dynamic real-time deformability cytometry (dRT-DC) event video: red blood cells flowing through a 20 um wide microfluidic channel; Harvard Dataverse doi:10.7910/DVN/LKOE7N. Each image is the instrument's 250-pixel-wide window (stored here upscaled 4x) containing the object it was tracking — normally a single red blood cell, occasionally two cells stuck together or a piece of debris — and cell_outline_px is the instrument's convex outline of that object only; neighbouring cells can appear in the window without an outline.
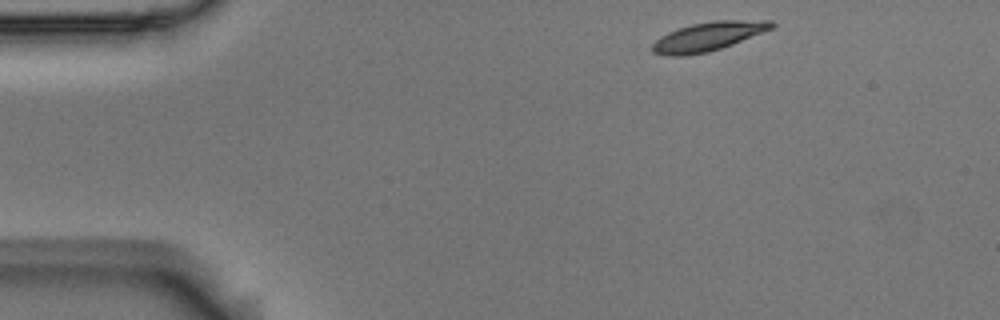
{"species": "Egyptian fruit bat (a non-hibernating species)", "species_latin": "Rousettus aegyptiacus", "temperature_condition": "room temperature", "stored_images_in_passage": 49, "camera_frame_rate_fps": 3000, "um_per_image_px": 0.085, "animal": {"sex": "male"}, "frame": {"image": 1, "passage_image": 1, "time_ms": 0.0, "image_size_px": [1000, 320], "cell_outline_px": [[776, 24], [772, 28], [732, 44], [708, 52], [680, 56], [668, 56], [652, 52], [652, 44], [660, 36], [668, 32], [692, 24], [716, 20], [772, 20]], "centroid_in_image_um": [60.18, 3.09], "position_along_channel_um": 24.8, "area_um2": 19.83}}
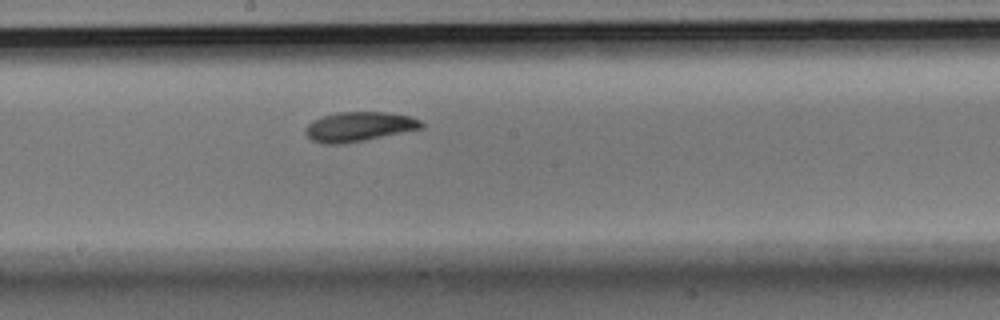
{"frame": {"image": 2, "passage_image": 23, "time_ms": 7.333, "image_size_px": [1000, 320], "cell_outline_px": [[424, 124], [420, 128], [364, 140], [340, 144], [324, 144], [312, 140], [304, 132], [308, 124], [312, 120], [320, 116], [336, 112], [388, 112], [412, 116], [420, 120]], "centroid_in_image_um": [30.47, 10.75], "position_along_channel_um": 217.7, "area_um2": 19.88}}
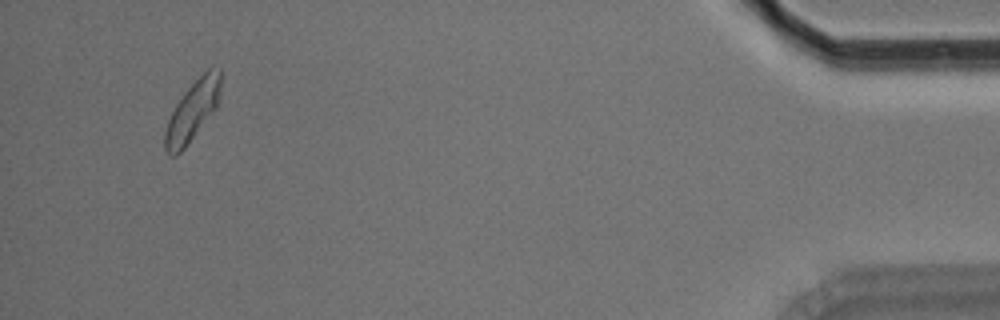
{"frame": {"image": 3, "passage_image": 46, "time_ms": 15.0, "image_size_px": [1000, 320], "cell_outline_px": [[220, 88], [216, 108], [184, 148], [176, 156], [172, 156], [164, 148], [164, 132], [168, 120], [176, 104], [184, 92], [208, 68], [220, 68]], "centroid_in_image_um": [16.34, 9.44], "position_along_channel_um": 418.9, "area_um2": 18.96}, "authors_computed_cell_mechanics": {"area_um2": 19.652, "velocity_mm_per_s": 3.5843, "shape_relaxation_time_tau1_ms": 3.6157, "shape_relaxation_time_tau2_ms": 4.583, "deformation_change_tau1": 0.1211, "deformation_change_tau2": 0.093}}